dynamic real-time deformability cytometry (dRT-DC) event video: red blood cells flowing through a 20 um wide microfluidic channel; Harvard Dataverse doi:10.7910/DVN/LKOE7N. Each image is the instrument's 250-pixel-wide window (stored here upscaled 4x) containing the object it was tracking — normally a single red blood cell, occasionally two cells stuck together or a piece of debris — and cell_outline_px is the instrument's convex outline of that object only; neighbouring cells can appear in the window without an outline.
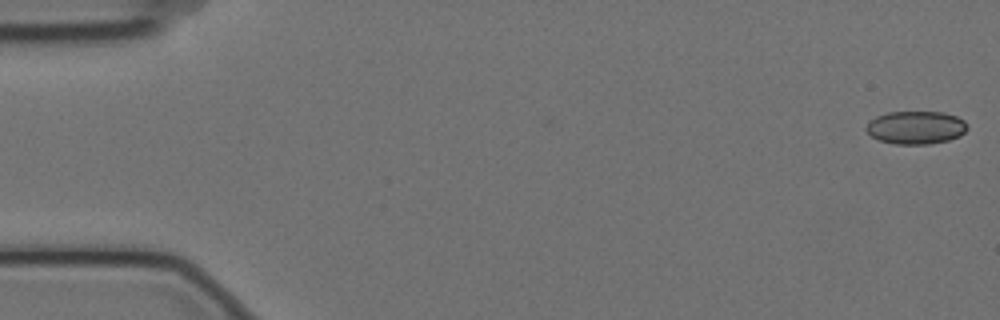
{"species": "Egyptian fruit bat (a non-hibernating species)", "species_latin": "Rousettus aegyptiacus", "temperature_condition": "cold", "stored_images_in_passage": 6, "camera_frame_rate_fps": 3000, "um_per_image_px": 0.085, "animal": {"sex": "female"}, "frame": {"image": 1, "passage_image": 1, "time_ms": 0.0, "image_size_px": [1000, 320], "cell_outline_px": [[968, 128], [960, 136], [948, 140], [928, 144], [896, 144], [880, 140], [872, 136], [864, 128], [868, 120], [876, 116], [888, 112], [944, 112], [956, 116], [964, 120], [968, 124]], "centroid_in_image_um": [77.85, 10.83], "position_along_channel_um": 7.2, "area_um2": 19.59}}
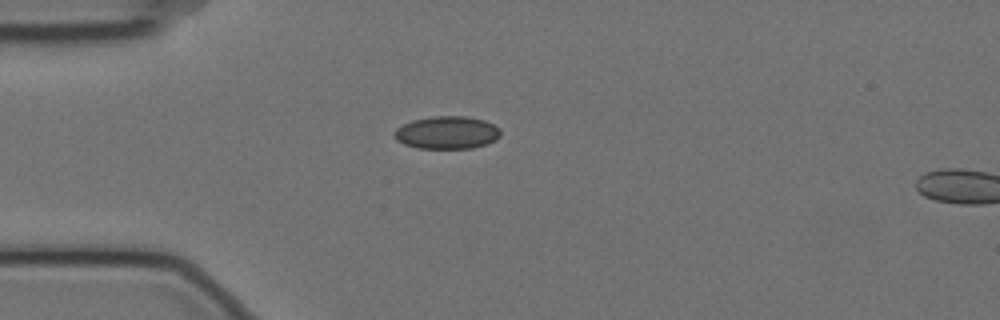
{"frame": {"image": 2, "passage_image": 5, "time_ms": 1.333, "image_size_px": [1000, 320], "cell_outline_px": [[500, 136], [496, 140], [472, 148], [416, 148], [404, 144], [396, 140], [392, 136], [392, 132], [400, 124], [412, 120], [432, 116], [464, 116], [484, 120], [500, 128]], "centroid_in_image_um": [37.93, 11.26], "position_along_channel_um": 47.1, "area_um2": 20.46}}